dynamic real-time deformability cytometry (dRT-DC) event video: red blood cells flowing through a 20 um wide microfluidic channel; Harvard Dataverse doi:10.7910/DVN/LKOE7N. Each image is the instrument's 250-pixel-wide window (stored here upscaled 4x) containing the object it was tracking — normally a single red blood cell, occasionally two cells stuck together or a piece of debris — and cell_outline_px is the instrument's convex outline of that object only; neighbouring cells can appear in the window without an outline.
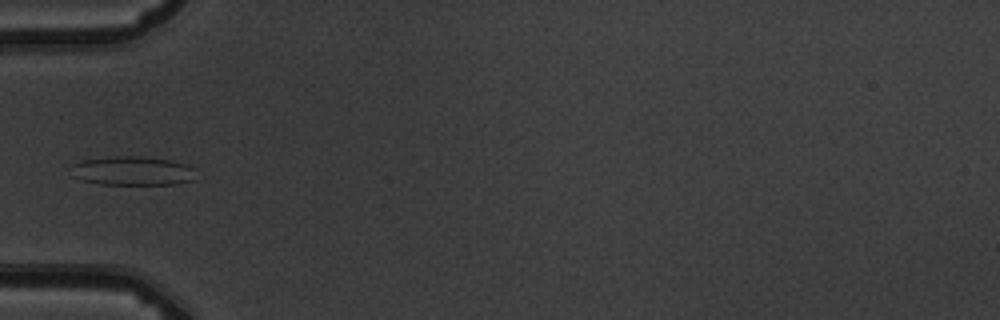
{"species": "common noctule bat (a hibernating species)", "species_latin": "Nyctalus noctula", "temperature_condition": "warm", "stored_images_in_passage": 5, "camera_frame_rate_fps": 3000, "um_per_image_px": 0.085, "animal": {"sex": "male", "body_mass_g": 19.5, "forearm_length_mm": 54.6}, "frame": {"image": 1, "passage_image": 5, "time_ms": 4.333, "image_size_px": [1000, 320], "cell_outline_px": [[196, 180], [176, 184], [100, 184], [84, 180], [72, 176], [72, 164], [84, 160], [112, 156], [140, 156], [172, 160], [196, 168]], "centroid_in_image_um": [11.33, 14.52], "position_along_channel_um": 73.7, "area_um2": 21.27}}